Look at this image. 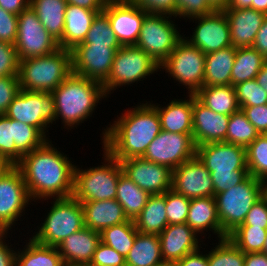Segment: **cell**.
Listing matches in <instances>:
<instances>
[{
	"instance_id": "19",
	"label": "cell",
	"mask_w": 267,
	"mask_h": 266,
	"mask_svg": "<svg viewBox=\"0 0 267 266\" xmlns=\"http://www.w3.org/2000/svg\"><path fill=\"white\" fill-rule=\"evenodd\" d=\"M196 156L210 174H233L236 170H247L246 148L226 143L213 142L196 146Z\"/></svg>"
},
{
	"instance_id": "17",
	"label": "cell",
	"mask_w": 267,
	"mask_h": 266,
	"mask_svg": "<svg viewBox=\"0 0 267 266\" xmlns=\"http://www.w3.org/2000/svg\"><path fill=\"white\" fill-rule=\"evenodd\" d=\"M191 20L196 21L198 25L190 39L183 36L203 53L208 54L232 46L229 23L224 11H214Z\"/></svg>"
},
{
	"instance_id": "20",
	"label": "cell",
	"mask_w": 267,
	"mask_h": 266,
	"mask_svg": "<svg viewBox=\"0 0 267 266\" xmlns=\"http://www.w3.org/2000/svg\"><path fill=\"white\" fill-rule=\"evenodd\" d=\"M172 189L188 199L214 197L210 171L197 156L173 170Z\"/></svg>"
},
{
	"instance_id": "40",
	"label": "cell",
	"mask_w": 267,
	"mask_h": 266,
	"mask_svg": "<svg viewBox=\"0 0 267 266\" xmlns=\"http://www.w3.org/2000/svg\"><path fill=\"white\" fill-rule=\"evenodd\" d=\"M76 46L121 47L104 12L96 15L84 41Z\"/></svg>"
},
{
	"instance_id": "39",
	"label": "cell",
	"mask_w": 267,
	"mask_h": 266,
	"mask_svg": "<svg viewBox=\"0 0 267 266\" xmlns=\"http://www.w3.org/2000/svg\"><path fill=\"white\" fill-rule=\"evenodd\" d=\"M227 237L244 253L262 252L267 229L253 225H239Z\"/></svg>"
},
{
	"instance_id": "61",
	"label": "cell",
	"mask_w": 267,
	"mask_h": 266,
	"mask_svg": "<svg viewBox=\"0 0 267 266\" xmlns=\"http://www.w3.org/2000/svg\"><path fill=\"white\" fill-rule=\"evenodd\" d=\"M107 0H66L67 4L77 5L90 10H104Z\"/></svg>"
},
{
	"instance_id": "9",
	"label": "cell",
	"mask_w": 267,
	"mask_h": 266,
	"mask_svg": "<svg viewBox=\"0 0 267 266\" xmlns=\"http://www.w3.org/2000/svg\"><path fill=\"white\" fill-rule=\"evenodd\" d=\"M205 53L182 38L170 55L161 63L179 84L186 86L188 94H195L204 86Z\"/></svg>"
},
{
	"instance_id": "49",
	"label": "cell",
	"mask_w": 267,
	"mask_h": 266,
	"mask_svg": "<svg viewBox=\"0 0 267 266\" xmlns=\"http://www.w3.org/2000/svg\"><path fill=\"white\" fill-rule=\"evenodd\" d=\"M89 266H126V259L115 249L100 241Z\"/></svg>"
},
{
	"instance_id": "5",
	"label": "cell",
	"mask_w": 267,
	"mask_h": 266,
	"mask_svg": "<svg viewBox=\"0 0 267 266\" xmlns=\"http://www.w3.org/2000/svg\"><path fill=\"white\" fill-rule=\"evenodd\" d=\"M265 193V182L250 174L238 185L215 195L222 238L241 225L253 204Z\"/></svg>"
},
{
	"instance_id": "58",
	"label": "cell",
	"mask_w": 267,
	"mask_h": 266,
	"mask_svg": "<svg viewBox=\"0 0 267 266\" xmlns=\"http://www.w3.org/2000/svg\"><path fill=\"white\" fill-rule=\"evenodd\" d=\"M178 266H208L207 253L200 254V248L187 254L181 260L177 262Z\"/></svg>"
},
{
	"instance_id": "60",
	"label": "cell",
	"mask_w": 267,
	"mask_h": 266,
	"mask_svg": "<svg viewBox=\"0 0 267 266\" xmlns=\"http://www.w3.org/2000/svg\"><path fill=\"white\" fill-rule=\"evenodd\" d=\"M244 266H267V254L263 252L245 253Z\"/></svg>"
},
{
	"instance_id": "56",
	"label": "cell",
	"mask_w": 267,
	"mask_h": 266,
	"mask_svg": "<svg viewBox=\"0 0 267 266\" xmlns=\"http://www.w3.org/2000/svg\"><path fill=\"white\" fill-rule=\"evenodd\" d=\"M8 235V232H0V266H15V254L13 248H10L12 244L4 241ZM5 238V239H4Z\"/></svg>"
},
{
	"instance_id": "28",
	"label": "cell",
	"mask_w": 267,
	"mask_h": 266,
	"mask_svg": "<svg viewBox=\"0 0 267 266\" xmlns=\"http://www.w3.org/2000/svg\"><path fill=\"white\" fill-rule=\"evenodd\" d=\"M186 223L197 234H204L205 231L210 230L219 239H222V228L217 213L215 197L191 199Z\"/></svg>"
},
{
	"instance_id": "65",
	"label": "cell",
	"mask_w": 267,
	"mask_h": 266,
	"mask_svg": "<svg viewBox=\"0 0 267 266\" xmlns=\"http://www.w3.org/2000/svg\"><path fill=\"white\" fill-rule=\"evenodd\" d=\"M255 10L267 15V0H255Z\"/></svg>"
},
{
	"instance_id": "54",
	"label": "cell",
	"mask_w": 267,
	"mask_h": 266,
	"mask_svg": "<svg viewBox=\"0 0 267 266\" xmlns=\"http://www.w3.org/2000/svg\"><path fill=\"white\" fill-rule=\"evenodd\" d=\"M214 185V197L241 183L248 175V170H236L233 174H210Z\"/></svg>"
},
{
	"instance_id": "34",
	"label": "cell",
	"mask_w": 267,
	"mask_h": 266,
	"mask_svg": "<svg viewBox=\"0 0 267 266\" xmlns=\"http://www.w3.org/2000/svg\"><path fill=\"white\" fill-rule=\"evenodd\" d=\"M28 241L24 250H17L15 266H65L57 247L40 244L33 238Z\"/></svg>"
},
{
	"instance_id": "15",
	"label": "cell",
	"mask_w": 267,
	"mask_h": 266,
	"mask_svg": "<svg viewBox=\"0 0 267 266\" xmlns=\"http://www.w3.org/2000/svg\"><path fill=\"white\" fill-rule=\"evenodd\" d=\"M119 162L123 173L148 194H164L172 189V169L142 157H132Z\"/></svg>"
},
{
	"instance_id": "68",
	"label": "cell",
	"mask_w": 267,
	"mask_h": 266,
	"mask_svg": "<svg viewBox=\"0 0 267 266\" xmlns=\"http://www.w3.org/2000/svg\"><path fill=\"white\" fill-rule=\"evenodd\" d=\"M161 266H178L177 263H163Z\"/></svg>"
},
{
	"instance_id": "6",
	"label": "cell",
	"mask_w": 267,
	"mask_h": 266,
	"mask_svg": "<svg viewBox=\"0 0 267 266\" xmlns=\"http://www.w3.org/2000/svg\"><path fill=\"white\" fill-rule=\"evenodd\" d=\"M103 165L90 169L75 166L74 188L72 196L80 202L111 200L117 196V184L123 172L120 162L106 150Z\"/></svg>"
},
{
	"instance_id": "33",
	"label": "cell",
	"mask_w": 267,
	"mask_h": 266,
	"mask_svg": "<svg viewBox=\"0 0 267 266\" xmlns=\"http://www.w3.org/2000/svg\"><path fill=\"white\" fill-rule=\"evenodd\" d=\"M133 221L139 232L159 235L168 226L166 192L150 195L146 205Z\"/></svg>"
},
{
	"instance_id": "57",
	"label": "cell",
	"mask_w": 267,
	"mask_h": 266,
	"mask_svg": "<svg viewBox=\"0 0 267 266\" xmlns=\"http://www.w3.org/2000/svg\"><path fill=\"white\" fill-rule=\"evenodd\" d=\"M252 47L267 60V16L256 34Z\"/></svg>"
},
{
	"instance_id": "31",
	"label": "cell",
	"mask_w": 267,
	"mask_h": 266,
	"mask_svg": "<svg viewBox=\"0 0 267 266\" xmlns=\"http://www.w3.org/2000/svg\"><path fill=\"white\" fill-rule=\"evenodd\" d=\"M194 95L203 105L219 114L230 116L240 110L232 85L203 86Z\"/></svg>"
},
{
	"instance_id": "32",
	"label": "cell",
	"mask_w": 267,
	"mask_h": 266,
	"mask_svg": "<svg viewBox=\"0 0 267 266\" xmlns=\"http://www.w3.org/2000/svg\"><path fill=\"white\" fill-rule=\"evenodd\" d=\"M30 6L43 27L59 43L65 26L66 0H30Z\"/></svg>"
},
{
	"instance_id": "35",
	"label": "cell",
	"mask_w": 267,
	"mask_h": 266,
	"mask_svg": "<svg viewBox=\"0 0 267 266\" xmlns=\"http://www.w3.org/2000/svg\"><path fill=\"white\" fill-rule=\"evenodd\" d=\"M149 196L150 194L137 186L123 172L120 174L115 199L122 205L128 219L134 220L140 214Z\"/></svg>"
},
{
	"instance_id": "18",
	"label": "cell",
	"mask_w": 267,
	"mask_h": 266,
	"mask_svg": "<svg viewBox=\"0 0 267 266\" xmlns=\"http://www.w3.org/2000/svg\"><path fill=\"white\" fill-rule=\"evenodd\" d=\"M120 47L75 46L71 49L72 72L103 84Z\"/></svg>"
},
{
	"instance_id": "59",
	"label": "cell",
	"mask_w": 267,
	"mask_h": 266,
	"mask_svg": "<svg viewBox=\"0 0 267 266\" xmlns=\"http://www.w3.org/2000/svg\"><path fill=\"white\" fill-rule=\"evenodd\" d=\"M0 6L7 12L19 15L30 6V0H0Z\"/></svg>"
},
{
	"instance_id": "10",
	"label": "cell",
	"mask_w": 267,
	"mask_h": 266,
	"mask_svg": "<svg viewBox=\"0 0 267 266\" xmlns=\"http://www.w3.org/2000/svg\"><path fill=\"white\" fill-rule=\"evenodd\" d=\"M172 16L147 14L144 17L136 47L145 51L159 66L183 38Z\"/></svg>"
},
{
	"instance_id": "52",
	"label": "cell",
	"mask_w": 267,
	"mask_h": 266,
	"mask_svg": "<svg viewBox=\"0 0 267 266\" xmlns=\"http://www.w3.org/2000/svg\"><path fill=\"white\" fill-rule=\"evenodd\" d=\"M18 30V15L5 11L0 6V41L15 44Z\"/></svg>"
},
{
	"instance_id": "22",
	"label": "cell",
	"mask_w": 267,
	"mask_h": 266,
	"mask_svg": "<svg viewBox=\"0 0 267 266\" xmlns=\"http://www.w3.org/2000/svg\"><path fill=\"white\" fill-rule=\"evenodd\" d=\"M158 236L164 263H177L202 248L198 234L187 223L168 225Z\"/></svg>"
},
{
	"instance_id": "24",
	"label": "cell",
	"mask_w": 267,
	"mask_h": 266,
	"mask_svg": "<svg viewBox=\"0 0 267 266\" xmlns=\"http://www.w3.org/2000/svg\"><path fill=\"white\" fill-rule=\"evenodd\" d=\"M223 11L228 19L232 46L251 47L267 15L252 8H226Z\"/></svg>"
},
{
	"instance_id": "14",
	"label": "cell",
	"mask_w": 267,
	"mask_h": 266,
	"mask_svg": "<svg viewBox=\"0 0 267 266\" xmlns=\"http://www.w3.org/2000/svg\"><path fill=\"white\" fill-rule=\"evenodd\" d=\"M196 156L192 134L161 130L148 145L143 159L166 166L172 170Z\"/></svg>"
},
{
	"instance_id": "53",
	"label": "cell",
	"mask_w": 267,
	"mask_h": 266,
	"mask_svg": "<svg viewBox=\"0 0 267 266\" xmlns=\"http://www.w3.org/2000/svg\"><path fill=\"white\" fill-rule=\"evenodd\" d=\"M241 225H253L267 229V194L264 193L253 204Z\"/></svg>"
},
{
	"instance_id": "47",
	"label": "cell",
	"mask_w": 267,
	"mask_h": 266,
	"mask_svg": "<svg viewBox=\"0 0 267 266\" xmlns=\"http://www.w3.org/2000/svg\"><path fill=\"white\" fill-rule=\"evenodd\" d=\"M214 11L207 0H176V17L179 16V18L183 17L190 20L211 14Z\"/></svg>"
},
{
	"instance_id": "50",
	"label": "cell",
	"mask_w": 267,
	"mask_h": 266,
	"mask_svg": "<svg viewBox=\"0 0 267 266\" xmlns=\"http://www.w3.org/2000/svg\"><path fill=\"white\" fill-rule=\"evenodd\" d=\"M148 14H163L176 18V0H127Z\"/></svg>"
},
{
	"instance_id": "44",
	"label": "cell",
	"mask_w": 267,
	"mask_h": 266,
	"mask_svg": "<svg viewBox=\"0 0 267 266\" xmlns=\"http://www.w3.org/2000/svg\"><path fill=\"white\" fill-rule=\"evenodd\" d=\"M22 157L13 140V119L0 115V158L9 165H16Z\"/></svg>"
},
{
	"instance_id": "1",
	"label": "cell",
	"mask_w": 267,
	"mask_h": 266,
	"mask_svg": "<svg viewBox=\"0 0 267 266\" xmlns=\"http://www.w3.org/2000/svg\"><path fill=\"white\" fill-rule=\"evenodd\" d=\"M71 162L50 139L23 156L16 166L23 175L31 201L72 196L76 164Z\"/></svg>"
},
{
	"instance_id": "29",
	"label": "cell",
	"mask_w": 267,
	"mask_h": 266,
	"mask_svg": "<svg viewBox=\"0 0 267 266\" xmlns=\"http://www.w3.org/2000/svg\"><path fill=\"white\" fill-rule=\"evenodd\" d=\"M236 51L230 46L205 55L204 86L231 85Z\"/></svg>"
},
{
	"instance_id": "12",
	"label": "cell",
	"mask_w": 267,
	"mask_h": 266,
	"mask_svg": "<svg viewBox=\"0 0 267 266\" xmlns=\"http://www.w3.org/2000/svg\"><path fill=\"white\" fill-rule=\"evenodd\" d=\"M14 46L19 60L46 56L60 48L58 42L43 27L31 6L18 15L17 39Z\"/></svg>"
},
{
	"instance_id": "27",
	"label": "cell",
	"mask_w": 267,
	"mask_h": 266,
	"mask_svg": "<svg viewBox=\"0 0 267 266\" xmlns=\"http://www.w3.org/2000/svg\"><path fill=\"white\" fill-rule=\"evenodd\" d=\"M188 99H174L166 106L152 104L159 115L161 130L172 133L192 134L193 94ZM160 106V107H159Z\"/></svg>"
},
{
	"instance_id": "7",
	"label": "cell",
	"mask_w": 267,
	"mask_h": 266,
	"mask_svg": "<svg viewBox=\"0 0 267 266\" xmlns=\"http://www.w3.org/2000/svg\"><path fill=\"white\" fill-rule=\"evenodd\" d=\"M47 217L32 238L43 245L55 246L84 227L81 202L73 196L56 198Z\"/></svg>"
},
{
	"instance_id": "8",
	"label": "cell",
	"mask_w": 267,
	"mask_h": 266,
	"mask_svg": "<svg viewBox=\"0 0 267 266\" xmlns=\"http://www.w3.org/2000/svg\"><path fill=\"white\" fill-rule=\"evenodd\" d=\"M159 70L160 66L142 49L135 45L121 46L115 52L108 79L102 84L105 94L108 96L117 87L143 81Z\"/></svg>"
},
{
	"instance_id": "37",
	"label": "cell",
	"mask_w": 267,
	"mask_h": 266,
	"mask_svg": "<svg viewBox=\"0 0 267 266\" xmlns=\"http://www.w3.org/2000/svg\"><path fill=\"white\" fill-rule=\"evenodd\" d=\"M138 230L133 220L107 227L100 232V240L126 257L132 248Z\"/></svg>"
},
{
	"instance_id": "63",
	"label": "cell",
	"mask_w": 267,
	"mask_h": 266,
	"mask_svg": "<svg viewBox=\"0 0 267 266\" xmlns=\"http://www.w3.org/2000/svg\"><path fill=\"white\" fill-rule=\"evenodd\" d=\"M255 79L257 83L267 92V60L264 62Z\"/></svg>"
},
{
	"instance_id": "25",
	"label": "cell",
	"mask_w": 267,
	"mask_h": 266,
	"mask_svg": "<svg viewBox=\"0 0 267 266\" xmlns=\"http://www.w3.org/2000/svg\"><path fill=\"white\" fill-rule=\"evenodd\" d=\"M84 227L101 232L107 227L127 222L122 205L116 200H97L81 202Z\"/></svg>"
},
{
	"instance_id": "66",
	"label": "cell",
	"mask_w": 267,
	"mask_h": 266,
	"mask_svg": "<svg viewBox=\"0 0 267 266\" xmlns=\"http://www.w3.org/2000/svg\"><path fill=\"white\" fill-rule=\"evenodd\" d=\"M9 166V164L0 158V175L5 171V169Z\"/></svg>"
},
{
	"instance_id": "11",
	"label": "cell",
	"mask_w": 267,
	"mask_h": 266,
	"mask_svg": "<svg viewBox=\"0 0 267 266\" xmlns=\"http://www.w3.org/2000/svg\"><path fill=\"white\" fill-rule=\"evenodd\" d=\"M5 115L10 119L36 127L46 137L47 129L56 118L53 94L20 89Z\"/></svg>"
},
{
	"instance_id": "48",
	"label": "cell",
	"mask_w": 267,
	"mask_h": 266,
	"mask_svg": "<svg viewBox=\"0 0 267 266\" xmlns=\"http://www.w3.org/2000/svg\"><path fill=\"white\" fill-rule=\"evenodd\" d=\"M19 59L13 44L0 41V77L18 76Z\"/></svg>"
},
{
	"instance_id": "38",
	"label": "cell",
	"mask_w": 267,
	"mask_h": 266,
	"mask_svg": "<svg viewBox=\"0 0 267 266\" xmlns=\"http://www.w3.org/2000/svg\"><path fill=\"white\" fill-rule=\"evenodd\" d=\"M259 135V132L240 109L230 115L224 142L247 148Z\"/></svg>"
},
{
	"instance_id": "41",
	"label": "cell",
	"mask_w": 267,
	"mask_h": 266,
	"mask_svg": "<svg viewBox=\"0 0 267 266\" xmlns=\"http://www.w3.org/2000/svg\"><path fill=\"white\" fill-rule=\"evenodd\" d=\"M248 173L256 179L267 181V135L260 134L246 148Z\"/></svg>"
},
{
	"instance_id": "4",
	"label": "cell",
	"mask_w": 267,
	"mask_h": 266,
	"mask_svg": "<svg viewBox=\"0 0 267 266\" xmlns=\"http://www.w3.org/2000/svg\"><path fill=\"white\" fill-rule=\"evenodd\" d=\"M72 73L71 50L19 60L20 89L52 92Z\"/></svg>"
},
{
	"instance_id": "55",
	"label": "cell",
	"mask_w": 267,
	"mask_h": 266,
	"mask_svg": "<svg viewBox=\"0 0 267 266\" xmlns=\"http://www.w3.org/2000/svg\"><path fill=\"white\" fill-rule=\"evenodd\" d=\"M242 112L246 115L249 122L256 128L259 134L267 133V104L241 107Z\"/></svg>"
},
{
	"instance_id": "43",
	"label": "cell",
	"mask_w": 267,
	"mask_h": 266,
	"mask_svg": "<svg viewBox=\"0 0 267 266\" xmlns=\"http://www.w3.org/2000/svg\"><path fill=\"white\" fill-rule=\"evenodd\" d=\"M48 139L36 127L13 119V140L22 156L41 147Z\"/></svg>"
},
{
	"instance_id": "64",
	"label": "cell",
	"mask_w": 267,
	"mask_h": 266,
	"mask_svg": "<svg viewBox=\"0 0 267 266\" xmlns=\"http://www.w3.org/2000/svg\"><path fill=\"white\" fill-rule=\"evenodd\" d=\"M215 11H223L228 8L230 0H207Z\"/></svg>"
},
{
	"instance_id": "45",
	"label": "cell",
	"mask_w": 267,
	"mask_h": 266,
	"mask_svg": "<svg viewBox=\"0 0 267 266\" xmlns=\"http://www.w3.org/2000/svg\"><path fill=\"white\" fill-rule=\"evenodd\" d=\"M234 88L240 108L267 104V92L257 83L256 79L239 83Z\"/></svg>"
},
{
	"instance_id": "3",
	"label": "cell",
	"mask_w": 267,
	"mask_h": 266,
	"mask_svg": "<svg viewBox=\"0 0 267 266\" xmlns=\"http://www.w3.org/2000/svg\"><path fill=\"white\" fill-rule=\"evenodd\" d=\"M51 93L54 97L55 121L61 118L64 127L71 129L92 117L99 100L107 98L100 82L73 72Z\"/></svg>"
},
{
	"instance_id": "46",
	"label": "cell",
	"mask_w": 267,
	"mask_h": 266,
	"mask_svg": "<svg viewBox=\"0 0 267 266\" xmlns=\"http://www.w3.org/2000/svg\"><path fill=\"white\" fill-rule=\"evenodd\" d=\"M190 201L191 199L176 193L173 189L166 191L168 225L186 223Z\"/></svg>"
},
{
	"instance_id": "16",
	"label": "cell",
	"mask_w": 267,
	"mask_h": 266,
	"mask_svg": "<svg viewBox=\"0 0 267 266\" xmlns=\"http://www.w3.org/2000/svg\"><path fill=\"white\" fill-rule=\"evenodd\" d=\"M103 12L121 46L137 43L147 12L127 0H107Z\"/></svg>"
},
{
	"instance_id": "30",
	"label": "cell",
	"mask_w": 267,
	"mask_h": 266,
	"mask_svg": "<svg viewBox=\"0 0 267 266\" xmlns=\"http://www.w3.org/2000/svg\"><path fill=\"white\" fill-rule=\"evenodd\" d=\"M125 259L126 266H161L164 261L159 236L138 231Z\"/></svg>"
},
{
	"instance_id": "26",
	"label": "cell",
	"mask_w": 267,
	"mask_h": 266,
	"mask_svg": "<svg viewBox=\"0 0 267 266\" xmlns=\"http://www.w3.org/2000/svg\"><path fill=\"white\" fill-rule=\"evenodd\" d=\"M103 10H90L77 5L67 4L65 12V26L60 48L71 50L84 41L96 15Z\"/></svg>"
},
{
	"instance_id": "36",
	"label": "cell",
	"mask_w": 267,
	"mask_h": 266,
	"mask_svg": "<svg viewBox=\"0 0 267 266\" xmlns=\"http://www.w3.org/2000/svg\"><path fill=\"white\" fill-rule=\"evenodd\" d=\"M266 59L252 46L237 48L231 72V85L255 79Z\"/></svg>"
},
{
	"instance_id": "62",
	"label": "cell",
	"mask_w": 267,
	"mask_h": 266,
	"mask_svg": "<svg viewBox=\"0 0 267 266\" xmlns=\"http://www.w3.org/2000/svg\"><path fill=\"white\" fill-rule=\"evenodd\" d=\"M228 8H236V9L252 8L255 10V0H230Z\"/></svg>"
},
{
	"instance_id": "13",
	"label": "cell",
	"mask_w": 267,
	"mask_h": 266,
	"mask_svg": "<svg viewBox=\"0 0 267 266\" xmlns=\"http://www.w3.org/2000/svg\"><path fill=\"white\" fill-rule=\"evenodd\" d=\"M31 198L20 169L9 165L0 175V232H9Z\"/></svg>"
},
{
	"instance_id": "2",
	"label": "cell",
	"mask_w": 267,
	"mask_h": 266,
	"mask_svg": "<svg viewBox=\"0 0 267 266\" xmlns=\"http://www.w3.org/2000/svg\"><path fill=\"white\" fill-rule=\"evenodd\" d=\"M140 103L118 116L102 132L103 150L118 161L142 157L148 145L161 132L158 112L152 103Z\"/></svg>"
},
{
	"instance_id": "42",
	"label": "cell",
	"mask_w": 267,
	"mask_h": 266,
	"mask_svg": "<svg viewBox=\"0 0 267 266\" xmlns=\"http://www.w3.org/2000/svg\"><path fill=\"white\" fill-rule=\"evenodd\" d=\"M218 240L215 249L207 254L208 266H244L245 253L228 237Z\"/></svg>"
},
{
	"instance_id": "51",
	"label": "cell",
	"mask_w": 267,
	"mask_h": 266,
	"mask_svg": "<svg viewBox=\"0 0 267 266\" xmlns=\"http://www.w3.org/2000/svg\"><path fill=\"white\" fill-rule=\"evenodd\" d=\"M20 90L18 76L0 77V115H5L9 105Z\"/></svg>"
},
{
	"instance_id": "23",
	"label": "cell",
	"mask_w": 267,
	"mask_h": 266,
	"mask_svg": "<svg viewBox=\"0 0 267 266\" xmlns=\"http://www.w3.org/2000/svg\"><path fill=\"white\" fill-rule=\"evenodd\" d=\"M100 241V232L83 227L62 240L57 249L65 265L89 266Z\"/></svg>"
},
{
	"instance_id": "69",
	"label": "cell",
	"mask_w": 267,
	"mask_h": 266,
	"mask_svg": "<svg viewBox=\"0 0 267 266\" xmlns=\"http://www.w3.org/2000/svg\"><path fill=\"white\" fill-rule=\"evenodd\" d=\"M265 193L267 194V181L265 182Z\"/></svg>"
},
{
	"instance_id": "21",
	"label": "cell",
	"mask_w": 267,
	"mask_h": 266,
	"mask_svg": "<svg viewBox=\"0 0 267 266\" xmlns=\"http://www.w3.org/2000/svg\"><path fill=\"white\" fill-rule=\"evenodd\" d=\"M192 116V138L196 146L213 142H224L230 116L210 110L194 94Z\"/></svg>"
},
{
	"instance_id": "67",
	"label": "cell",
	"mask_w": 267,
	"mask_h": 266,
	"mask_svg": "<svg viewBox=\"0 0 267 266\" xmlns=\"http://www.w3.org/2000/svg\"><path fill=\"white\" fill-rule=\"evenodd\" d=\"M262 252L267 254V238L265 239Z\"/></svg>"
}]
</instances>
